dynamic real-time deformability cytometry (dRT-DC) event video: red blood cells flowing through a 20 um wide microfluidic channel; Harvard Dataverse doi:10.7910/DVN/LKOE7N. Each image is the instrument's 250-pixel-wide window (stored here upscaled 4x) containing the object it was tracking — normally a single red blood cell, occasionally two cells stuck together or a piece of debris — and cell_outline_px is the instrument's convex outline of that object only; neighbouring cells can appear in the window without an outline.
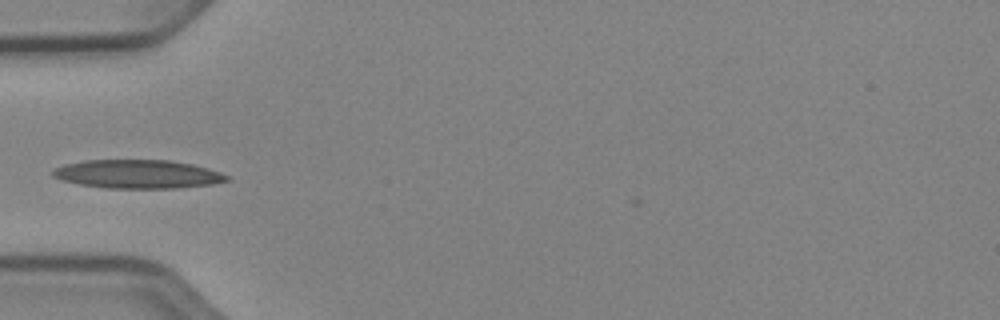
{"species": "Egyptian fruit bat (a non-hibernating species)", "species_latin": "Rousettus aegyptiacus", "temperature_condition": "cold", "stored_images_in_passage": 32, "camera_frame_rate_fps": 3000, "um_per_image_px": 0.085, "animal": {"sex": "female"}, "frame": {"image": 1, "passage_image": 2, "time_ms": 0.333, "image_size_px": [1000, 320], "cell_outline_px": [[228, 180], [212, 184], [172, 188], [108, 188], [80, 184], [64, 180], [52, 176], [52, 168], [64, 164], [84, 160], [172, 160], [192, 164], [208, 168], [220, 172], [228, 176]], "centroid_in_image_um": [11.68, 14.79], "position_along_channel_um": 73.3, "area_um2": 28.9}}
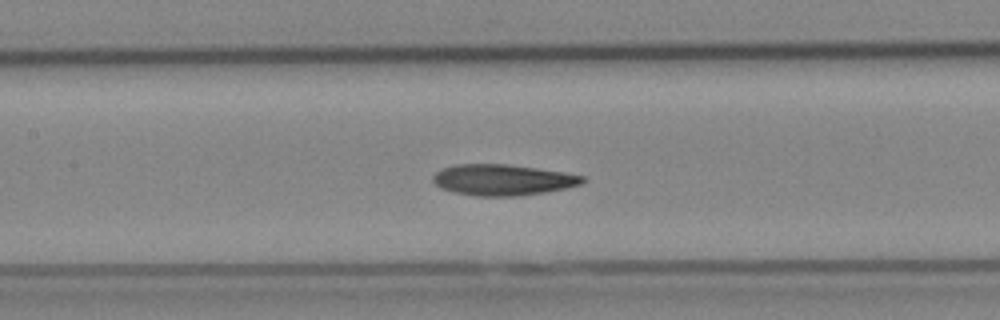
{"frame": {"image": 2, "passage_image": 9, "time_ms": 2.667, "image_size_px": [1000, 320], "cell_outline_px": [[588, 180], [584, 184], [544, 192], [520, 196], [476, 196], [456, 192], [440, 188], [432, 180], [432, 176], [436, 172], [444, 168], [456, 164], [504, 164], [536, 168], [564, 172], [584, 176]], "centroid_in_image_um": [42.76, 15.29], "position_along_channel_um": 164.6, "area_um2": 26.99}}
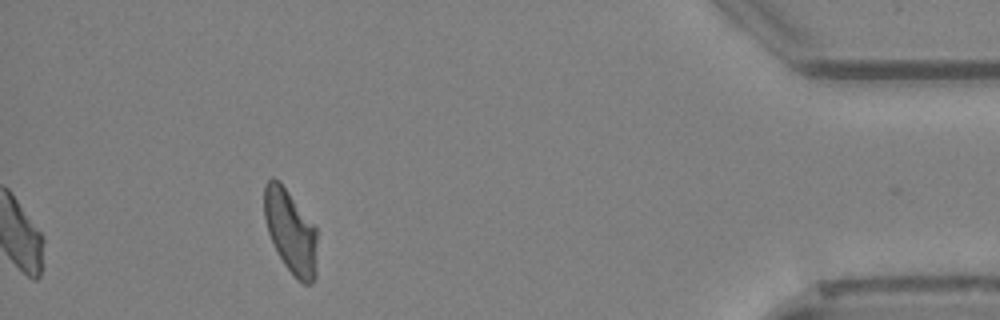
{"frame": {"image": 3, "passage_image": 32, "time_ms": 10.333, "image_size_px": [1000, 320], "cell_outline_px": [[316, 276], [308, 284], [304, 284], [284, 264], [268, 232], [264, 216], [264, 184], [272, 176], [280, 180], [316, 228]], "centroid_in_image_um": [24.68, 19.61], "position_along_channel_um": 410.5, "area_um2": 25.37}, "authors_computed_cell_mechanics": {"area_um2": 26.0967, "velocity_mm_per_s": 3.9061, "shape_relaxation_time_tau1_ms": 6.9411, "shape_relaxation_time_tau2_ms": 4.2005, "deformation_change_tau1": 0.1884, "deformation_change_tau2": 0.1348}}